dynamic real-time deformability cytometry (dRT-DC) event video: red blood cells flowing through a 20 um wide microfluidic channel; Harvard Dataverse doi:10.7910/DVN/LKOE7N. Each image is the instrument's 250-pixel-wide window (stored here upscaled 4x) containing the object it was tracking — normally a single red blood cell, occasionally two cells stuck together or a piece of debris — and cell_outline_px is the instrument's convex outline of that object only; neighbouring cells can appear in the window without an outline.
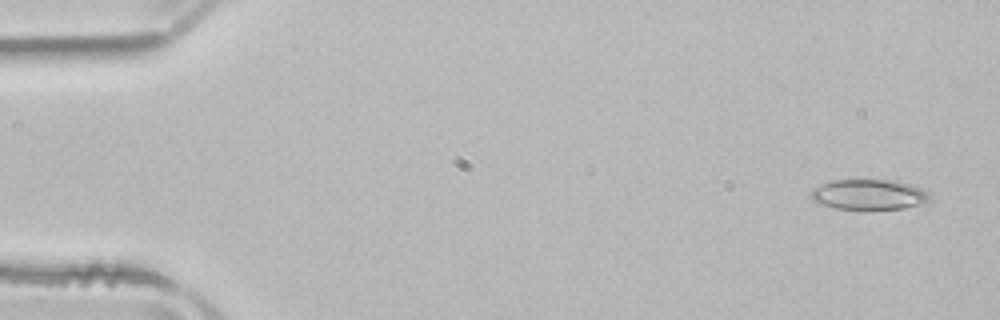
{"species": "common noctule bat (a hibernating species)", "species_latin": "Nyctalus noctula", "temperature_condition": "room temperature", "stored_images_in_passage": 10, "camera_frame_rate_fps": 3000, "um_per_image_px": 0.085, "animal": {"sex": "male", "body_mass_g": 21.5, "forearm_length_mm": 52.0}, "frame": {"image": 1, "passage_image": 2, "time_ms": 0.333, "image_size_px": [1000, 320], "cell_outline_px": [[928, 196], [924, 200], [916, 204], [904, 208], [864, 212], [836, 208], [820, 204], [812, 200], [812, 188], [828, 180], [896, 180], [912, 184], [928, 192]], "centroid_in_image_um": [73.77, 16.56], "position_along_channel_um": 11.2, "area_um2": 21.44}}